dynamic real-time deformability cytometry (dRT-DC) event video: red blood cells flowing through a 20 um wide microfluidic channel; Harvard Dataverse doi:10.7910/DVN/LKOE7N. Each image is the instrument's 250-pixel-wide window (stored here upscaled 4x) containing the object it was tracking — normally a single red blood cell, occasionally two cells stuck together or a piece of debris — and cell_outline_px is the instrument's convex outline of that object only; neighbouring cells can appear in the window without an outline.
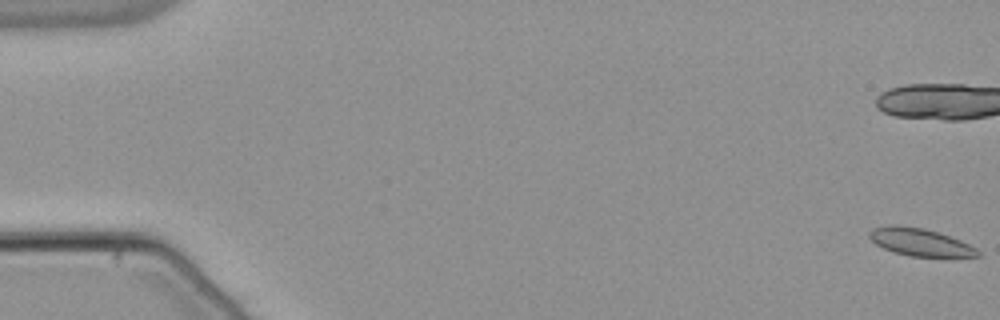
{"species": "common noctule bat (a hibernating species)", "species_latin": "Nyctalus noctula", "temperature_condition": "warm", "stored_images_in_passage": 23, "camera_frame_rate_fps": 3000, "um_per_image_px": 0.085, "animal": {"sex": "male", "body_mass_g": 21.5, "forearm_length_mm": 52.0}, "frame": {"image": 1, "passage_image": 1, "time_ms": 0.0, "image_size_px": [1000, 320], "cell_outline_px": [[980, 256], [912, 256], [892, 252], [876, 244], [868, 236], [868, 232], [872, 228], [888, 224], [896, 224], [924, 228], [960, 240], [976, 248], [980, 252]], "centroid_in_image_um": [78.14, 20.56], "position_along_channel_um": 6.9, "area_um2": 17.28}}